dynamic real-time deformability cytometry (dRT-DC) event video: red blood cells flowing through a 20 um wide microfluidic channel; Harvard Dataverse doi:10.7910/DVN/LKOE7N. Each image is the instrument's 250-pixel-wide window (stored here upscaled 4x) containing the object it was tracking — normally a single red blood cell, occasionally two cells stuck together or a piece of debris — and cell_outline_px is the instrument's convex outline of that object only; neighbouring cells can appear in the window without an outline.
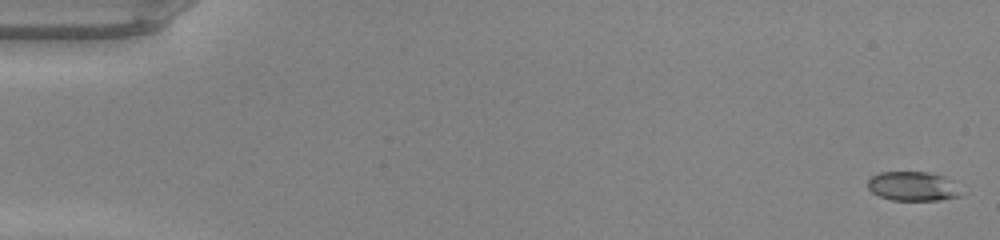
{"species": "common noctule bat (a hibernating species)", "species_latin": "Nyctalus noctula", "temperature_condition": "warm", "stored_images_in_passage": 49, "camera_frame_rate_fps": 3000, "um_per_image_px": 0.085, "animal": {"sex": "male", "body_mass_g": 20.0, "forearm_length_mm": 53.3}, "frame": {"image": 1, "passage_image": 1, "time_ms": 0.0, "image_size_px": [1000, 240], "cell_outline_px": [[960, 196], [940, 200], [892, 200], [880, 196], [872, 192], [868, 188], [868, 180], [872, 176], [880, 172], [928, 172], [944, 176], [952, 180], [960, 192]], "centroid_in_image_um": [77.58, 15.83], "position_along_channel_um": 7.4, "area_um2": 15.84}}
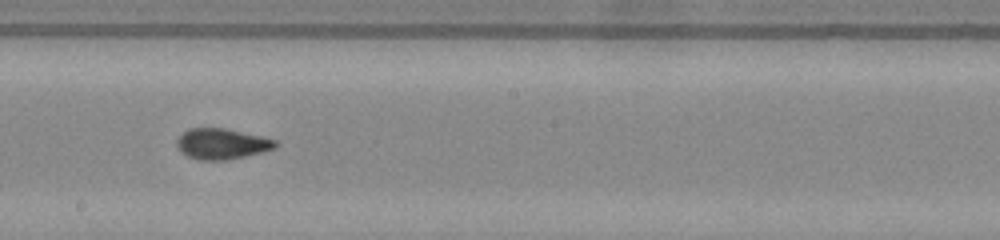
{"frame": {"image": 2, "passage_image": 28, "time_ms": 9.0, "image_size_px": [1000, 240], "cell_outline_px": [[276, 148], [260, 152], [224, 160], [200, 160], [188, 156], [180, 152], [176, 144], [176, 140], [188, 128], [228, 128], [276, 140]], "centroid_in_image_um": [18.81, 12.21], "position_along_channel_um": 229.4, "area_um2": 17.46}}
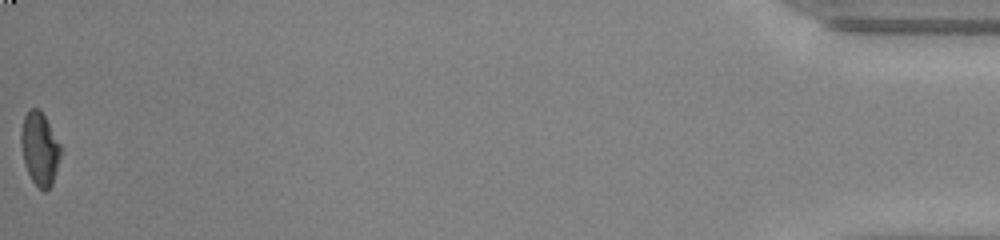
{"frame": {"image": 3, "passage_image": 49, "time_ms": 16.0, "image_size_px": [1000, 240], "cell_outline_px": [[60, 156], [52, 184], [44, 192], [32, 180], [28, 172], [24, 160], [20, 144], [20, 132], [24, 116], [32, 108], [40, 108], [60, 144]], "centroid_in_image_um": [3.36, 12.62], "position_along_channel_um": 431.8, "area_um2": 16.59}, "authors_computed_cell_mechanics": {"area_um2": 17.2822, "velocity_mm_per_s": 4.2727, "shape_relaxation_time_tau1_ms": 4.7304, "shape_relaxation_time_tau2_ms": 0.8695, "deformation_change_tau1": 0.1792, "deformation_change_tau2": 0.0583}}